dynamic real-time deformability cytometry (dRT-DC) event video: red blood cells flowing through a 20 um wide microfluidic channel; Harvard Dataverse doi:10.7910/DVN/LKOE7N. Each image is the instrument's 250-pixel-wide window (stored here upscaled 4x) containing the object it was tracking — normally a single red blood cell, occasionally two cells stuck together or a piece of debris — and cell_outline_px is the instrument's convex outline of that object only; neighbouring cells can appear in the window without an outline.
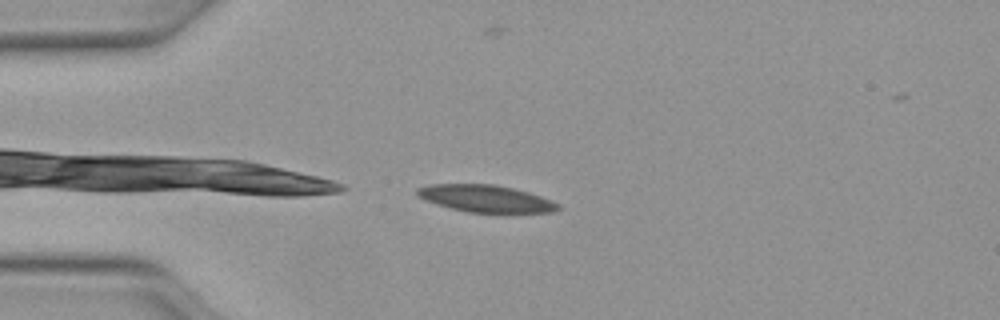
{"species": "Egyptian fruit bat (a non-hibernating species)", "species_latin": "Rousettus aegyptiacus", "temperature_condition": "warm", "stored_images_in_passage": 39, "camera_frame_rate_fps": 3000, "um_per_image_px": 0.085, "animal": {"sex": "female"}, "frame": {"image": 1, "passage_image": 1, "time_ms": 0.0, "image_size_px": [1000, 320], "cell_outline_px": [[560, 208], [556, 212], [508, 216], [468, 212], [436, 204], [424, 200], [416, 196], [416, 188], [428, 184], [496, 184], [528, 192], [552, 200], [560, 204]], "centroid_in_image_um": [41.38, 16.93], "position_along_channel_um": 43.6, "area_um2": 23.52}}
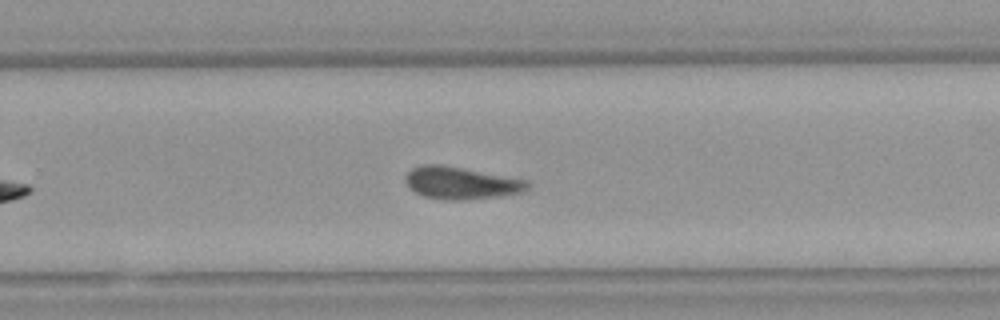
{"frame": {"image": 2, "passage_image": 21, "time_ms": 6.667, "image_size_px": [1000, 320], "cell_outline_px": [[532, 184], [524, 192], [500, 196], [464, 200], [444, 200], [424, 196], [416, 192], [404, 180], [404, 176], [412, 168], [420, 164], [440, 164], [464, 168], [528, 180]], "centroid_in_image_um": [39.22, 15.55], "position_along_channel_um": 290.6, "area_um2": 23.12}}
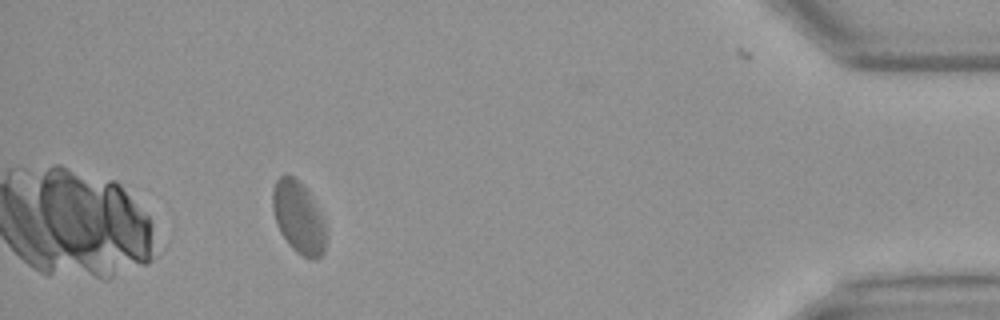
{"frame": {"image": 3, "passage_image": 34, "time_ms": 11.0, "image_size_px": [1000, 320], "cell_outline_px": [[328, 228], [324, 252], [316, 260], [312, 260], [296, 252], [288, 244], [280, 232], [272, 208], [272, 188], [276, 180], [280, 176], [292, 176], [308, 192]], "centroid_in_image_um": [25.39, 18.54], "position_along_channel_um": 409.8, "area_um2": 22.31}, "authors_computed_cell_mechanics": {"area_um2": 22.831, "velocity_mm_per_s": 4.0664, "shape_relaxation_time_tau1_ms": null, "shape_relaxation_time_tau2_ms": 7.3679, "deformation_change_tau1": null, "deformation_change_tau2": 0.1619}}